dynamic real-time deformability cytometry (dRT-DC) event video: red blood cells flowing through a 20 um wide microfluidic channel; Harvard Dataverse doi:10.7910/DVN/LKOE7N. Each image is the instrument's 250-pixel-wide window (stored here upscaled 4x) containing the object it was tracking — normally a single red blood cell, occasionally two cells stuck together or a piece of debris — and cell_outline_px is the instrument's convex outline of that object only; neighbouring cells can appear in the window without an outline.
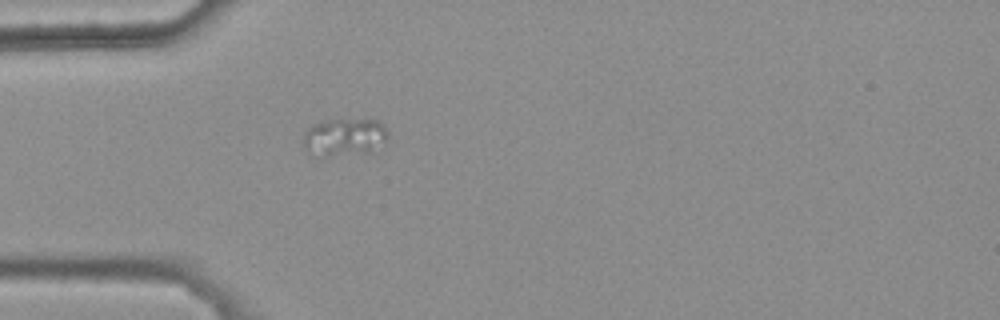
{"species": "common noctule bat (a hibernating species)", "species_latin": "Nyctalus noctula", "temperature_condition": "warm", "stored_images_in_passage": 1, "camera_frame_rate_fps": 3000, "um_per_image_px": 0.085, "animal": {"sex": "female", "body_mass_g": 25.1}, "frame": {"image": 1, "passage_image": 1, "time_ms": 0.0, "image_size_px": [1000, 320], "cell_outline_px": [[388, 144], [368, 152], [324, 156], [304, 148], [304, 132], [312, 124], [324, 120], [376, 120], [384, 124], [388, 132]], "centroid_in_image_um": [29.35, 11.63], "position_along_channel_um": 55.7, "area_um2": 18.5}}